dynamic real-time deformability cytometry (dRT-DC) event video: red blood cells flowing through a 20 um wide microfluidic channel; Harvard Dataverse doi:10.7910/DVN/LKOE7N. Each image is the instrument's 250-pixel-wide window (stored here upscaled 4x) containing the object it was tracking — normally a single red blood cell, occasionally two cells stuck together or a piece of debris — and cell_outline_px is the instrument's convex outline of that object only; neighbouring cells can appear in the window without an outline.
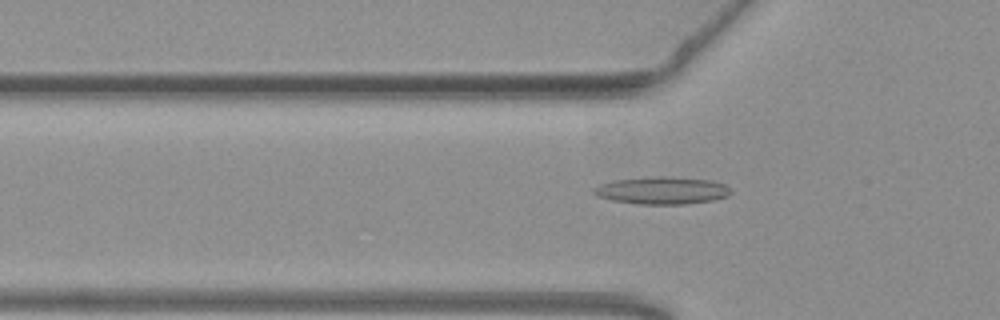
{"species": "common noctule bat (a hibernating species)", "species_latin": "Nyctalus noctula", "temperature_condition": "warm", "stored_images_in_passage": 49, "camera_frame_rate_fps": 3000, "um_per_image_px": 0.085, "animal": {"sex": "female", "body_mass_g": 19.3, "forearm_length_mm": 54.1}, "frame": {"image": 1, "passage_image": 13, "time_ms": 4.0, "image_size_px": [1000, 320], "cell_outline_px": [[732, 192], [728, 196], [712, 200], [688, 204], [640, 204], [612, 200], [596, 196], [592, 192], [592, 188], [600, 184], [616, 180], [656, 176], [664, 176], [712, 180], [724, 184]], "centroid_in_image_um": [56.26, 16.19], "position_along_channel_um": 69.5, "area_um2": 21.85}}
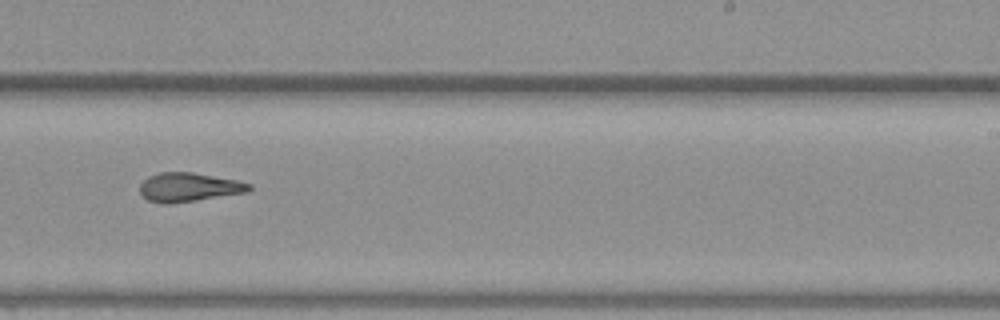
{"frame": {"image": 2, "passage_image": 29, "time_ms": 9.333, "image_size_px": [1000, 320], "cell_outline_px": [[252, 188], [248, 192], [196, 200], [168, 204], [160, 204], [148, 200], [140, 192], [140, 184], [148, 176], [160, 172], [192, 172], [236, 180], [252, 184]], "centroid_in_image_um": [16.04, 15.91], "position_along_channel_um": 273.0, "area_um2": 18.38}}
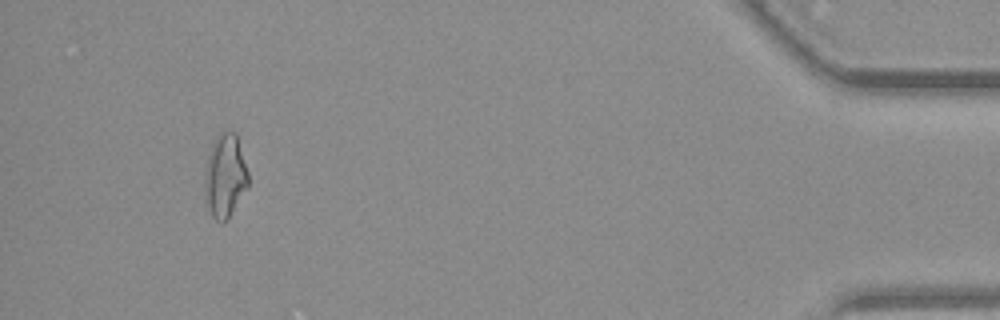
{"frame": {"image": 3, "passage_image": 46, "time_ms": 15.0, "image_size_px": [1000, 320], "cell_outline_px": [[248, 184], [228, 220], [224, 224], [216, 220], [208, 212], [204, 200], [204, 176], [208, 156], [212, 144], [216, 136], [220, 132], [236, 132], [248, 172]], "centroid_in_image_um": [19.1, 15.0], "position_along_channel_um": 416.1, "area_um2": 21.39}, "authors_computed_cell_mechanics": {"area_um2": 18.9584, "velocity_mm_per_s": 3.8072, "shape_relaxation_time_tau1_ms": null, "shape_relaxation_time_tau2_ms": 5.2664, "deformation_change_tau1": null, "deformation_change_tau2": 0.1646}}